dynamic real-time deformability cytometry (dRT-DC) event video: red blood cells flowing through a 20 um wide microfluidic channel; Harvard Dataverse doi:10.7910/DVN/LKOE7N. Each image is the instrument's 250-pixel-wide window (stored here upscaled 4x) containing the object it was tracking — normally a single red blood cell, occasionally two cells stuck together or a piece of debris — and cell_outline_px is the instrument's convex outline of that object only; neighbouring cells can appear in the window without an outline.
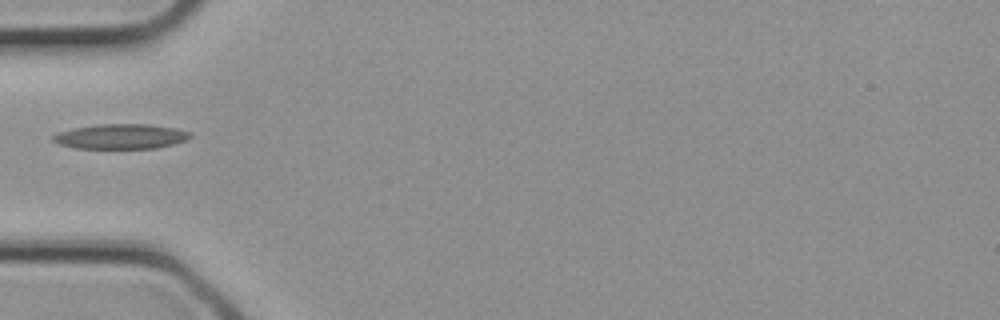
{"species": "common noctule bat (a hibernating species)", "species_latin": "Nyctalus noctula", "temperature_condition": "cold", "stored_images_in_passage": 1, "camera_frame_rate_fps": 3000, "um_per_image_px": 0.085, "animal": {"sex": "female", "body_mass_g": 21.9}, "frame": {"image": 1, "passage_image": 1, "time_ms": 0.0, "image_size_px": [1000, 320], "cell_outline_px": [[192, 136], [188, 140], [176, 144], [156, 148], [76, 148], [60, 144], [52, 140], [52, 136], [60, 132], [72, 128], [96, 124], [148, 124], [176, 128], [192, 132]], "centroid_in_image_um": [10.34, 11.59], "position_along_channel_um": 74.7, "area_um2": 20.06}}